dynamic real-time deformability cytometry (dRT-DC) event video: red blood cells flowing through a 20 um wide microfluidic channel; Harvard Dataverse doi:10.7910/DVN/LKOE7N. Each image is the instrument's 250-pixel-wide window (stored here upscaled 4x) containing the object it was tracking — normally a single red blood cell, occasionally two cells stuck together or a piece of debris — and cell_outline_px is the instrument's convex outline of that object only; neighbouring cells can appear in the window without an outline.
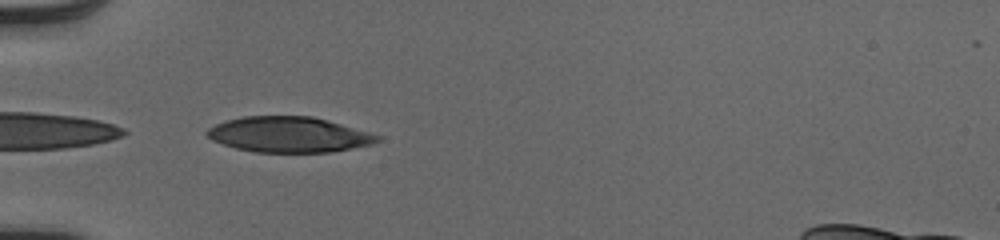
{"species": "human", "species_latin": "Homo sapiens", "temperature_condition": "cold", "stored_images_in_passage": 31, "camera_frame_rate_fps": 3000, "um_per_image_px": 0.085, "donor": {"sex": "male"}, "frame": {"image": 1, "passage_image": 1, "time_ms": 0.0, "image_size_px": [1000, 240], "cell_outline_px": [[380, 140], [372, 144], [352, 148], [328, 152], [256, 152], [236, 148], [212, 140], [204, 132], [208, 128], [224, 120], [244, 116], [312, 116], [368, 132], [380, 136]], "centroid_in_image_um": [24.51, 11.43], "position_along_channel_um": 60.5, "area_um2": 34.97}}
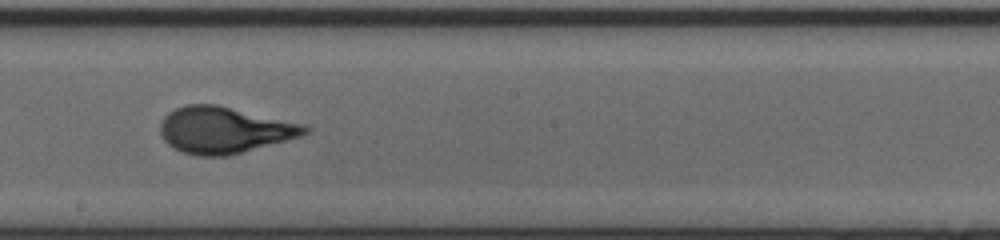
{"frame": {"image": 2, "passage_image": 14, "time_ms": 4.333, "image_size_px": [1000, 240], "cell_outline_px": [[312, 132], [300, 136], [228, 156], [196, 156], [184, 152], [168, 144], [164, 140], [160, 132], [160, 120], [168, 112], [176, 108], [188, 104], [216, 104], [308, 124], [312, 128]], "centroid_in_image_um": [19.1, 11.04], "position_along_channel_um": 229.1, "area_um2": 39.42}}
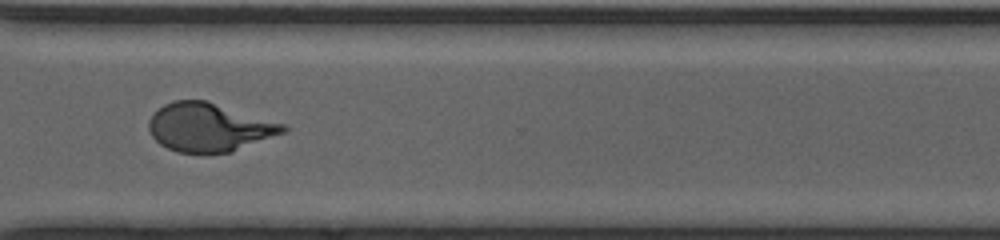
{"frame": {"image": 3, "passage_image": 23, "time_ms": 7.333, "image_size_px": [1000, 240], "cell_outline_px": [[288, 128], [284, 132], [232, 152], [176, 152], [160, 144], [152, 136], [148, 128], [148, 120], [164, 104], [172, 100], [208, 100], [288, 124]], "centroid_in_image_um": [17.8, 10.8], "position_along_channel_um": 352.8, "area_um2": 38.03}, "authors_computed_cell_mechanics": {"area_um2": 37.9746, "velocity_mm_per_s": 4.1165, "shape_relaxation_time_tau1_ms": 3.522, "shape_relaxation_time_tau2_ms": null, "deformation_change_tau1": 0.1852, "deformation_change_tau2": null}}